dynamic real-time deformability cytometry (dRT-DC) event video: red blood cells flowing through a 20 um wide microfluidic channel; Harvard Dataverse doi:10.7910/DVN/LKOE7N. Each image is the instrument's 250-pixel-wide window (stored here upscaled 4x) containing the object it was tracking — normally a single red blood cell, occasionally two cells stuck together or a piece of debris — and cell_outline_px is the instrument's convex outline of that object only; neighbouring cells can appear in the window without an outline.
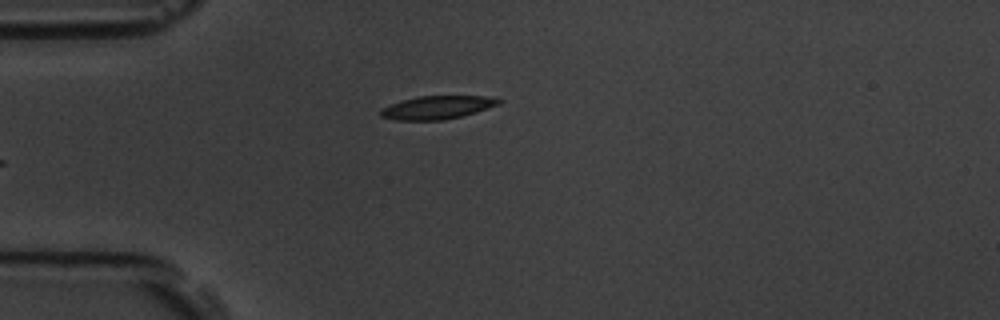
{"species": "common noctule bat (a hibernating species)", "species_latin": "Nyctalus noctula", "temperature_condition": "room temperature", "stored_images_in_passage": 6, "camera_frame_rate_fps": 3000, "um_per_image_px": 0.085, "animal": {"sex": "male", "body_mass_g": 19.5, "forearm_length_mm": 54.6}, "frame": {"image": 1, "passage_image": 6, "time_ms": 6.667, "image_size_px": [1000, 320], "cell_outline_px": [[504, 100], [500, 104], [476, 112], [444, 120], [396, 120], [380, 116], [380, 108], [404, 100], [420, 96], [484, 96]], "centroid_in_image_um": [37.17, 9.13], "position_along_channel_um": 47.8, "area_um2": 15.84}}